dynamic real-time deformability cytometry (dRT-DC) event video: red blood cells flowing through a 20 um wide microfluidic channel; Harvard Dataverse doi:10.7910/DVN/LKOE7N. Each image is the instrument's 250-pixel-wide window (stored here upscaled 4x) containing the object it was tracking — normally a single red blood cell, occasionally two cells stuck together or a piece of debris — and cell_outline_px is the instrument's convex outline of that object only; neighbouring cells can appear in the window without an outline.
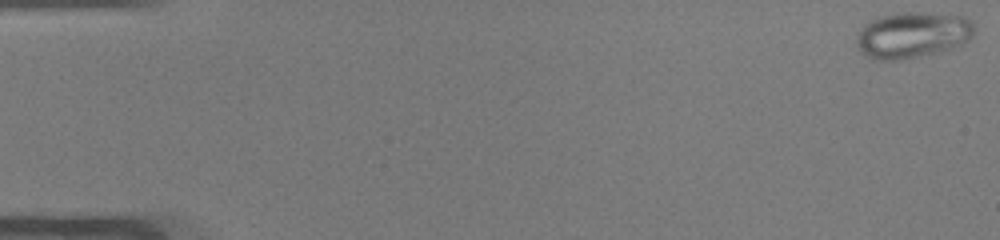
{"species": "common noctule bat (a hibernating species)", "species_latin": "Nyctalus noctula", "temperature_condition": "warm", "stored_images_in_passage": 50, "camera_frame_rate_fps": 3000, "um_per_image_px": 0.085, "animal": {"sex": "male", "body_mass_g": 19.0, "forearm_length_mm": 50.8}, "frame": {"image": 1, "passage_image": 1, "time_ms": 0.0, "image_size_px": [1000, 240], "cell_outline_px": [[972, 36], [968, 40], [952, 48], [940, 52], [900, 60], [872, 60], [856, 44], [856, 40], [860, 28], [864, 24], [876, 16], [904, 12], [920, 12], [960, 16], [972, 20]], "centroid_in_image_um": [77.52, 2.97], "position_along_channel_um": 7.5, "area_um2": 31.56}}
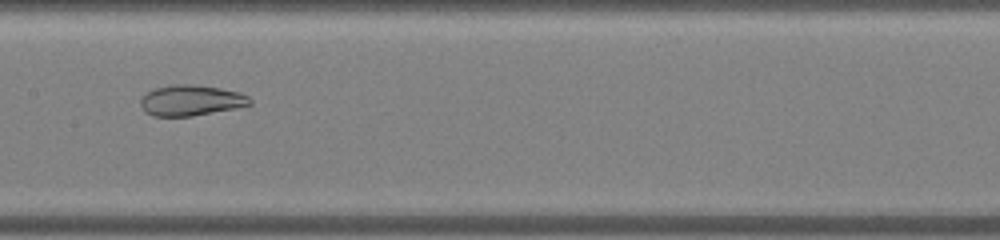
{"frame": {"image": 2, "passage_image": 26, "time_ms": 8.333, "image_size_px": [1000, 240], "cell_outline_px": [[252, 104], [192, 116], [152, 116], [144, 112], [140, 104], [140, 100], [148, 92], [156, 88], [172, 84], [192, 84], [220, 88], [240, 92], [248, 96], [252, 100]], "centroid_in_image_um": [16.21, 8.53], "position_along_channel_um": 191.2, "area_um2": 19.42}}
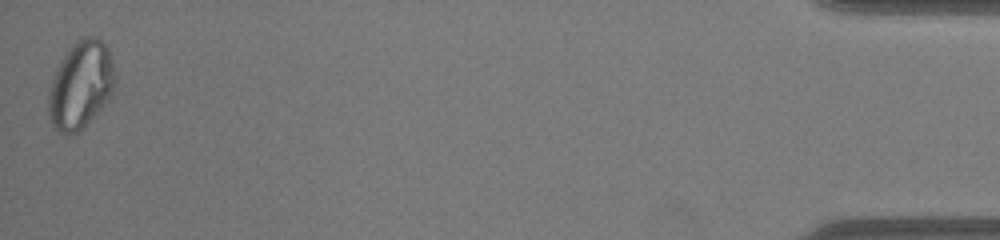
{"frame": {"image": 3, "passage_image": 50, "time_ms": 16.333, "image_size_px": [1000, 240], "cell_outline_px": [[116, 84], [112, 96], [76, 132], [60, 132], [52, 124], [48, 112], [48, 92], [56, 68], [60, 60], [72, 44], [76, 40], [84, 36], [96, 36], [108, 48], [112, 60], [116, 76]], "centroid_in_image_um": [6.87, 7.15], "position_along_channel_um": 428.3, "area_um2": 33.64}}